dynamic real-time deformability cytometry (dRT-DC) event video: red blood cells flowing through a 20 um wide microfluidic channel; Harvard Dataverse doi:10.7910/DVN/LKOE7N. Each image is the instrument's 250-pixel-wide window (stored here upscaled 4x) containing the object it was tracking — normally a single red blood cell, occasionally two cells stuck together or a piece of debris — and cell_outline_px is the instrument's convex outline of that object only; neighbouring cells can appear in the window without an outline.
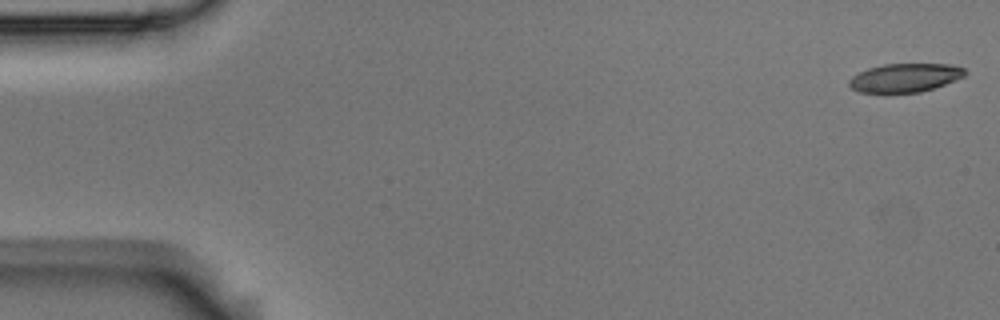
{"species": "Egyptian fruit bat (a non-hibernating species)", "species_latin": "Rousettus aegyptiacus", "temperature_condition": "room temperature", "stored_images_in_passage": 6, "camera_frame_rate_fps": 3000, "um_per_image_px": 0.085, "animal": {"sex": "male"}, "frame": {"image": 1, "passage_image": 1, "time_ms": 0.0, "image_size_px": [1000, 320], "cell_outline_px": [[968, 72], [964, 76], [944, 84], [920, 92], [860, 92], [852, 88], [848, 84], [848, 80], [852, 76], [868, 68], [884, 64], [952, 64], [964, 68]], "centroid_in_image_um": [76.93, 6.59], "position_along_channel_um": 8.1, "area_um2": 19.13}}